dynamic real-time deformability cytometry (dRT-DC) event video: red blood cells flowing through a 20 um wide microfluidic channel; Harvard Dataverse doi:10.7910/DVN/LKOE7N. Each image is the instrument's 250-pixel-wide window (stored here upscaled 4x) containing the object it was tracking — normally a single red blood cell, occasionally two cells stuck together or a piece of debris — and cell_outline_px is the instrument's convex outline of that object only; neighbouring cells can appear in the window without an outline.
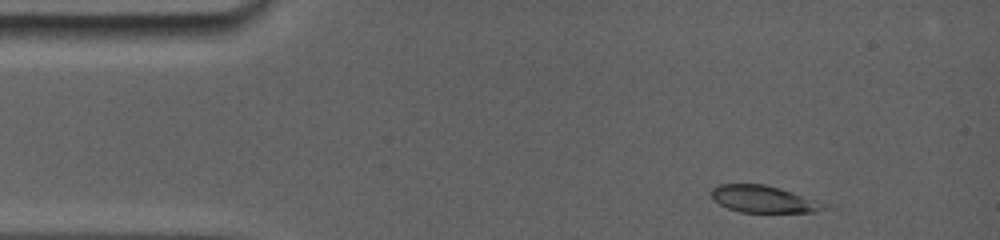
{"species": "common noctule bat (a hibernating species)", "species_latin": "Nyctalus noctula", "temperature_condition": "room temperature", "stored_images_in_passage": 3, "camera_frame_rate_fps": 5000, "um_per_image_px": 0.085, "animal": {"sex": "female", "body_mass_g": 19.0, "forearm_length_mm": 56.7}, "frame": {"image": 1, "passage_image": 1, "time_ms": 0.0, "image_size_px": [1000, 240], "cell_outline_px": [[840, 212], [740, 212], [728, 208], [712, 200], [708, 192], [712, 188], [720, 184], [764, 184], [780, 188], [840, 204]], "centroid_in_image_um": [65.28, 16.96], "position_along_channel_um": 19.7, "area_um2": 19.42}}